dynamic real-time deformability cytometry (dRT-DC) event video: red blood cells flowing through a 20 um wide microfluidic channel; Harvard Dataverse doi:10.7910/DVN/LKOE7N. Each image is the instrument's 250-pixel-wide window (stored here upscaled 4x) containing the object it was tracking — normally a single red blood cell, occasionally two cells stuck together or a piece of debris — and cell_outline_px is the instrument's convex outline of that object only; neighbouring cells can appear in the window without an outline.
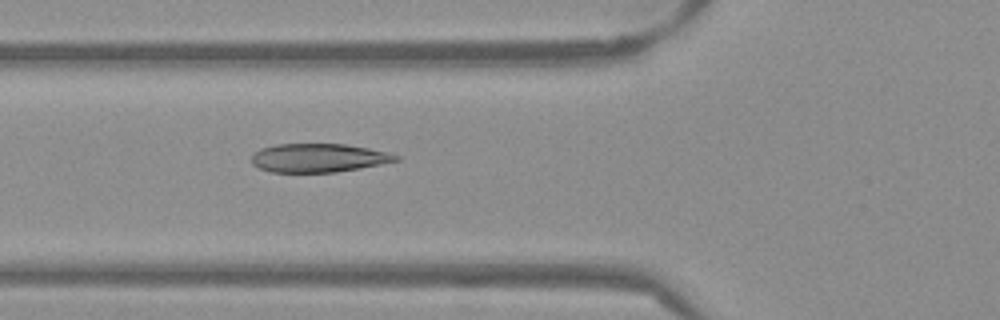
{"species": "Egyptian fruit bat (a non-hibernating species)", "species_latin": "Rousettus aegyptiacus", "temperature_condition": "warm", "stored_images_in_passage": 38, "camera_frame_rate_fps": 3000, "um_per_image_px": 0.085, "frame": {"image": 1, "passage_image": 8, "time_ms": 2.333, "image_size_px": [1000, 320], "cell_outline_px": [[400, 160], [360, 168], [336, 172], [272, 172], [260, 168], [252, 164], [252, 152], [260, 148], [276, 144], [344, 144], [368, 148], [388, 152], [400, 156]], "centroid_in_image_um": [27.06, 13.41], "position_along_channel_um": 98.7, "area_um2": 24.1}}
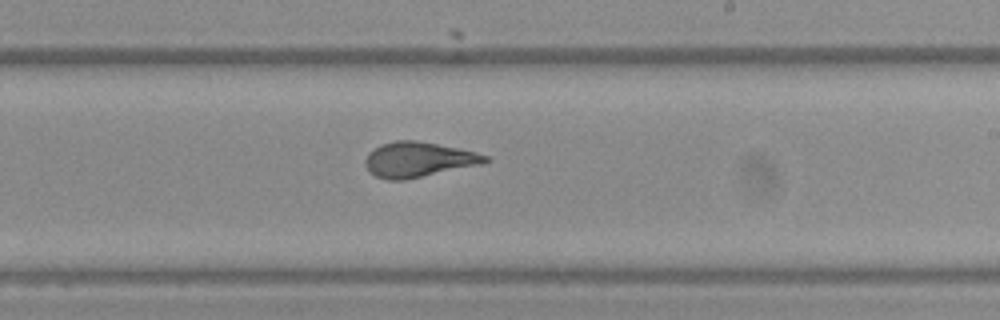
{"frame": {"image": 2, "passage_image": 20, "time_ms": 6.333, "image_size_px": [1000, 320], "cell_outline_px": [[492, 160], [480, 164], [404, 180], [388, 180], [376, 176], [368, 172], [364, 164], [364, 160], [368, 152], [380, 144], [396, 140], [416, 140], [476, 152], [488, 156]], "centroid_in_image_um": [35.5, 13.56], "position_along_channel_um": 253.5, "area_um2": 24.45}}
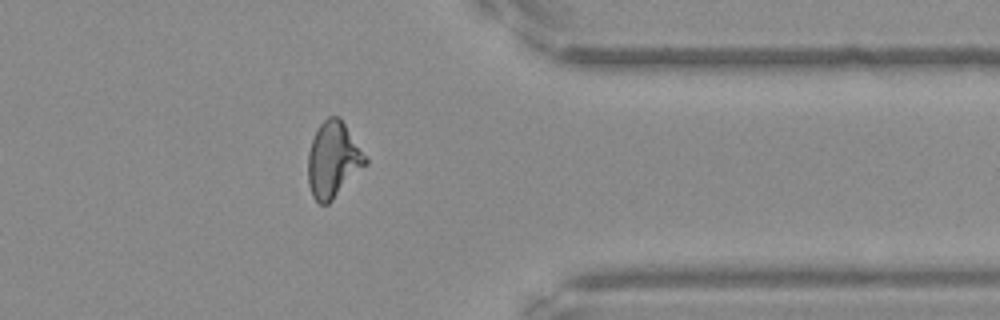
{"frame": {"image": 3, "passage_image": 31, "time_ms": 10.0, "image_size_px": [1000, 320], "cell_outline_px": [[368, 164], [328, 204], [320, 204], [312, 196], [308, 184], [308, 152], [312, 140], [320, 124], [328, 116], [340, 116], [368, 160]], "centroid_in_image_um": [28.32, 13.59], "position_along_channel_um": 383.1, "area_um2": 25.26}}